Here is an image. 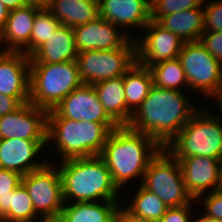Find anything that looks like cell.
<instances>
[{
  "label": "cell",
  "mask_w": 222,
  "mask_h": 222,
  "mask_svg": "<svg viewBox=\"0 0 222 222\" xmlns=\"http://www.w3.org/2000/svg\"><path fill=\"white\" fill-rule=\"evenodd\" d=\"M185 94L153 85L127 126L149 135L165 148L199 109Z\"/></svg>",
  "instance_id": "1"
},
{
  "label": "cell",
  "mask_w": 222,
  "mask_h": 222,
  "mask_svg": "<svg viewBox=\"0 0 222 222\" xmlns=\"http://www.w3.org/2000/svg\"><path fill=\"white\" fill-rule=\"evenodd\" d=\"M161 149L149 135L118 126L108 136L99 156L108 167L113 183L122 191L127 184H135L132 182L135 179L141 178L138 182L142 183L150 161Z\"/></svg>",
  "instance_id": "2"
},
{
  "label": "cell",
  "mask_w": 222,
  "mask_h": 222,
  "mask_svg": "<svg viewBox=\"0 0 222 222\" xmlns=\"http://www.w3.org/2000/svg\"><path fill=\"white\" fill-rule=\"evenodd\" d=\"M56 165L61 175L65 203L119 201L121 191L113 183L100 156L69 159Z\"/></svg>",
  "instance_id": "3"
},
{
  "label": "cell",
  "mask_w": 222,
  "mask_h": 222,
  "mask_svg": "<svg viewBox=\"0 0 222 222\" xmlns=\"http://www.w3.org/2000/svg\"><path fill=\"white\" fill-rule=\"evenodd\" d=\"M117 127L116 123L47 118V146L50 143L51 147L54 141L49 153L57 152L60 161L99 156L108 136Z\"/></svg>",
  "instance_id": "4"
},
{
  "label": "cell",
  "mask_w": 222,
  "mask_h": 222,
  "mask_svg": "<svg viewBox=\"0 0 222 222\" xmlns=\"http://www.w3.org/2000/svg\"><path fill=\"white\" fill-rule=\"evenodd\" d=\"M209 111L201 106L165 147L178 161L190 156L221 159L222 120Z\"/></svg>",
  "instance_id": "5"
},
{
  "label": "cell",
  "mask_w": 222,
  "mask_h": 222,
  "mask_svg": "<svg viewBox=\"0 0 222 222\" xmlns=\"http://www.w3.org/2000/svg\"><path fill=\"white\" fill-rule=\"evenodd\" d=\"M82 83L76 60L30 64L29 102L50 111Z\"/></svg>",
  "instance_id": "6"
},
{
  "label": "cell",
  "mask_w": 222,
  "mask_h": 222,
  "mask_svg": "<svg viewBox=\"0 0 222 222\" xmlns=\"http://www.w3.org/2000/svg\"><path fill=\"white\" fill-rule=\"evenodd\" d=\"M141 185L168 208L181 207L194 200L185 187L179 161L166 148L150 161Z\"/></svg>",
  "instance_id": "7"
},
{
  "label": "cell",
  "mask_w": 222,
  "mask_h": 222,
  "mask_svg": "<svg viewBox=\"0 0 222 222\" xmlns=\"http://www.w3.org/2000/svg\"><path fill=\"white\" fill-rule=\"evenodd\" d=\"M178 58L185 71L189 92L198 93L212 102L222 88V63L213 58L200 41L184 42Z\"/></svg>",
  "instance_id": "8"
},
{
  "label": "cell",
  "mask_w": 222,
  "mask_h": 222,
  "mask_svg": "<svg viewBox=\"0 0 222 222\" xmlns=\"http://www.w3.org/2000/svg\"><path fill=\"white\" fill-rule=\"evenodd\" d=\"M137 61L136 42L130 38L121 48L87 50L76 58L81 81L95 84L123 76Z\"/></svg>",
  "instance_id": "9"
},
{
  "label": "cell",
  "mask_w": 222,
  "mask_h": 222,
  "mask_svg": "<svg viewBox=\"0 0 222 222\" xmlns=\"http://www.w3.org/2000/svg\"><path fill=\"white\" fill-rule=\"evenodd\" d=\"M53 163L48 160L42 168L24 175L21 181L41 218L59 217L65 204L61 175Z\"/></svg>",
  "instance_id": "10"
},
{
  "label": "cell",
  "mask_w": 222,
  "mask_h": 222,
  "mask_svg": "<svg viewBox=\"0 0 222 222\" xmlns=\"http://www.w3.org/2000/svg\"><path fill=\"white\" fill-rule=\"evenodd\" d=\"M142 31L143 34L140 36L135 35L136 56L139 64L149 68L157 63L179 57L184 42L176 34L154 20H150Z\"/></svg>",
  "instance_id": "11"
},
{
  "label": "cell",
  "mask_w": 222,
  "mask_h": 222,
  "mask_svg": "<svg viewBox=\"0 0 222 222\" xmlns=\"http://www.w3.org/2000/svg\"><path fill=\"white\" fill-rule=\"evenodd\" d=\"M47 118H67L74 121L115 123L105 112L94 86L82 83L70 92L56 107L48 111Z\"/></svg>",
  "instance_id": "12"
},
{
  "label": "cell",
  "mask_w": 222,
  "mask_h": 222,
  "mask_svg": "<svg viewBox=\"0 0 222 222\" xmlns=\"http://www.w3.org/2000/svg\"><path fill=\"white\" fill-rule=\"evenodd\" d=\"M48 111L30 102L0 117V140H47Z\"/></svg>",
  "instance_id": "13"
},
{
  "label": "cell",
  "mask_w": 222,
  "mask_h": 222,
  "mask_svg": "<svg viewBox=\"0 0 222 222\" xmlns=\"http://www.w3.org/2000/svg\"><path fill=\"white\" fill-rule=\"evenodd\" d=\"M0 93L21 104L30 99V57L23 52L0 51Z\"/></svg>",
  "instance_id": "14"
},
{
  "label": "cell",
  "mask_w": 222,
  "mask_h": 222,
  "mask_svg": "<svg viewBox=\"0 0 222 222\" xmlns=\"http://www.w3.org/2000/svg\"><path fill=\"white\" fill-rule=\"evenodd\" d=\"M46 145L47 140L2 139L0 168L18 172L22 176L40 169L48 162L47 159L42 161L38 159Z\"/></svg>",
  "instance_id": "15"
},
{
  "label": "cell",
  "mask_w": 222,
  "mask_h": 222,
  "mask_svg": "<svg viewBox=\"0 0 222 222\" xmlns=\"http://www.w3.org/2000/svg\"><path fill=\"white\" fill-rule=\"evenodd\" d=\"M99 17L113 23L130 38L135 39L132 32H135L134 30L139 32L151 20L150 2L148 0H99ZM131 28L134 30L130 32Z\"/></svg>",
  "instance_id": "16"
},
{
  "label": "cell",
  "mask_w": 222,
  "mask_h": 222,
  "mask_svg": "<svg viewBox=\"0 0 222 222\" xmlns=\"http://www.w3.org/2000/svg\"><path fill=\"white\" fill-rule=\"evenodd\" d=\"M179 163L185 187L193 199L196 200L203 194L222 189L220 159L190 156L181 158Z\"/></svg>",
  "instance_id": "17"
},
{
  "label": "cell",
  "mask_w": 222,
  "mask_h": 222,
  "mask_svg": "<svg viewBox=\"0 0 222 222\" xmlns=\"http://www.w3.org/2000/svg\"><path fill=\"white\" fill-rule=\"evenodd\" d=\"M113 23L98 17L73 28L78 52L121 48L130 37Z\"/></svg>",
  "instance_id": "18"
},
{
  "label": "cell",
  "mask_w": 222,
  "mask_h": 222,
  "mask_svg": "<svg viewBox=\"0 0 222 222\" xmlns=\"http://www.w3.org/2000/svg\"><path fill=\"white\" fill-rule=\"evenodd\" d=\"M41 8L25 4L10 10L3 32L0 34V51L23 52L30 57V35L34 18Z\"/></svg>",
  "instance_id": "19"
},
{
  "label": "cell",
  "mask_w": 222,
  "mask_h": 222,
  "mask_svg": "<svg viewBox=\"0 0 222 222\" xmlns=\"http://www.w3.org/2000/svg\"><path fill=\"white\" fill-rule=\"evenodd\" d=\"M78 53L73 28L60 24L48 40L30 56V64L73 61Z\"/></svg>",
  "instance_id": "20"
},
{
  "label": "cell",
  "mask_w": 222,
  "mask_h": 222,
  "mask_svg": "<svg viewBox=\"0 0 222 222\" xmlns=\"http://www.w3.org/2000/svg\"><path fill=\"white\" fill-rule=\"evenodd\" d=\"M119 201L65 203L60 213L62 222H115Z\"/></svg>",
  "instance_id": "21"
},
{
  "label": "cell",
  "mask_w": 222,
  "mask_h": 222,
  "mask_svg": "<svg viewBox=\"0 0 222 222\" xmlns=\"http://www.w3.org/2000/svg\"><path fill=\"white\" fill-rule=\"evenodd\" d=\"M48 9L61 24L74 28L99 17V0H51Z\"/></svg>",
  "instance_id": "22"
},
{
  "label": "cell",
  "mask_w": 222,
  "mask_h": 222,
  "mask_svg": "<svg viewBox=\"0 0 222 222\" xmlns=\"http://www.w3.org/2000/svg\"><path fill=\"white\" fill-rule=\"evenodd\" d=\"M127 106V125L132 115L141 106L153 86V77L148 67L135 64L122 76Z\"/></svg>",
  "instance_id": "23"
},
{
  "label": "cell",
  "mask_w": 222,
  "mask_h": 222,
  "mask_svg": "<svg viewBox=\"0 0 222 222\" xmlns=\"http://www.w3.org/2000/svg\"><path fill=\"white\" fill-rule=\"evenodd\" d=\"M158 23L176 34L183 42L199 41L204 32L203 4L198 8L163 16Z\"/></svg>",
  "instance_id": "24"
},
{
  "label": "cell",
  "mask_w": 222,
  "mask_h": 222,
  "mask_svg": "<svg viewBox=\"0 0 222 222\" xmlns=\"http://www.w3.org/2000/svg\"><path fill=\"white\" fill-rule=\"evenodd\" d=\"M108 116L118 125L127 126V106L122 76L93 84Z\"/></svg>",
  "instance_id": "25"
},
{
  "label": "cell",
  "mask_w": 222,
  "mask_h": 222,
  "mask_svg": "<svg viewBox=\"0 0 222 222\" xmlns=\"http://www.w3.org/2000/svg\"><path fill=\"white\" fill-rule=\"evenodd\" d=\"M138 189L135 188V193L131 198H128L126 206H121L130 216L138 219L159 222L161 217L166 213L168 207L154 193H151L141 184H138Z\"/></svg>",
  "instance_id": "26"
},
{
  "label": "cell",
  "mask_w": 222,
  "mask_h": 222,
  "mask_svg": "<svg viewBox=\"0 0 222 222\" xmlns=\"http://www.w3.org/2000/svg\"><path fill=\"white\" fill-rule=\"evenodd\" d=\"M153 85L161 89H171L177 91L188 90L185 71L179 58L170 59L149 67ZM183 88V89H182Z\"/></svg>",
  "instance_id": "27"
},
{
  "label": "cell",
  "mask_w": 222,
  "mask_h": 222,
  "mask_svg": "<svg viewBox=\"0 0 222 222\" xmlns=\"http://www.w3.org/2000/svg\"><path fill=\"white\" fill-rule=\"evenodd\" d=\"M37 218L41 217L35 212L27 190L20 184L11 191L10 209L0 222H34Z\"/></svg>",
  "instance_id": "28"
},
{
  "label": "cell",
  "mask_w": 222,
  "mask_h": 222,
  "mask_svg": "<svg viewBox=\"0 0 222 222\" xmlns=\"http://www.w3.org/2000/svg\"><path fill=\"white\" fill-rule=\"evenodd\" d=\"M60 24L48 8H41L36 13L30 35V56L48 40Z\"/></svg>",
  "instance_id": "29"
},
{
  "label": "cell",
  "mask_w": 222,
  "mask_h": 222,
  "mask_svg": "<svg viewBox=\"0 0 222 222\" xmlns=\"http://www.w3.org/2000/svg\"><path fill=\"white\" fill-rule=\"evenodd\" d=\"M204 0H151L150 18L159 21L163 16L198 8Z\"/></svg>",
  "instance_id": "30"
},
{
  "label": "cell",
  "mask_w": 222,
  "mask_h": 222,
  "mask_svg": "<svg viewBox=\"0 0 222 222\" xmlns=\"http://www.w3.org/2000/svg\"><path fill=\"white\" fill-rule=\"evenodd\" d=\"M22 175L0 168V219L9 211L11 191L21 184Z\"/></svg>",
  "instance_id": "31"
},
{
  "label": "cell",
  "mask_w": 222,
  "mask_h": 222,
  "mask_svg": "<svg viewBox=\"0 0 222 222\" xmlns=\"http://www.w3.org/2000/svg\"><path fill=\"white\" fill-rule=\"evenodd\" d=\"M203 8H204V32H216V31L221 32L222 0H211V1L204 0Z\"/></svg>",
  "instance_id": "32"
},
{
  "label": "cell",
  "mask_w": 222,
  "mask_h": 222,
  "mask_svg": "<svg viewBox=\"0 0 222 222\" xmlns=\"http://www.w3.org/2000/svg\"><path fill=\"white\" fill-rule=\"evenodd\" d=\"M196 203L201 204L206 216L222 220V189L199 196Z\"/></svg>",
  "instance_id": "33"
},
{
  "label": "cell",
  "mask_w": 222,
  "mask_h": 222,
  "mask_svg": "<svg viewBox=\"0 0 222 222\" xmlns=\"http://www.w3.org/2000/svg\"><path fill=\"white\" fill-rule=\"evenodd\" d=\"M199 41L213 58L222 63V31L203 32Z\"/></svg>",
  "instance_id": "34"
},
{
  "label": "cell",
  "mask_w": 222,
  "mask_h": 222,
  "mask_svg": "<svg viewBox=\"0 0 222 222\" xmlns=\"http://www.w3.org/2000/svg\"><path fill=\"white\" fill-rule=\"evenodd\" d=\"M196 204V200L193 203L181 206L172 207L166 210V213L161 217L159 222H193V208L192 206ZM191 205V206H190ZM190 215H192L190 217Z\"/></svg>",
  "instance_id": "35"
},
{
  "label": "cell",
  "mask_w": 222,
  "mask_h": 222,
  "mask_svg": "<svg viewBox=\"0 0 222 222\" xmlns=\"http://www.w3.org/2000/svg\"><path fill=\"white\" fill-rule=\"evenodd\" d=\"M22 104L15 98L0 93V117L14 112Z\"/></svg>",
  "instance_id": "36"
},
{
  "label": "cell",
  "mask_w": 222,
  "mask_h": 222,
  "mask_svg": "<svg viewBox=\"0 0 222 222\" xmlns=\"http://www.w3.org/2000/svg\"><path fill=\"white\" fill-rule=\"evenodd\" d=\"M115 221L116 222H152V221L138 219L133 216H130L122 207L118 210Z\"/></svg>",
  "instance_id": "37"
},
{
  "label": "cell",
  "mask_w": 222,
  "mask_h": 222,
  "mask_svg": "<svg viewBox=\"0 0 222 222\" xmlns=\"http://www.w3.org/2000/svg\"><path fill=\"white\" fill-rule=\"evenodd\" d=\"M8 15H9V10L0 0V34L4 30Z\"/></svg>",
  "instance_id": "38"
},
{
  "label": "cell",
  "mask_w": 222,
  "mask_h": 222,
  "mask_svg": "<svg viewBox=\"0 0 222 222\" xmlns=\"http://www.w3.org/2000/svg\"><path fill=\"white\" fill-rule=\"evenodd\" d=\"M1 2L10 10L20 8L25 5L24 0H1Z\"/></svg>",
  "instance_id": "39"
},
{
  "label": "cell",
  "mask_w": 222,
  "mask_h": 222,
  "mask_svg": "<svg viewBox=\"0 0 222 222\" xmlns=\"http://www.w3.org/2000/svg\"><path fill=\"white\" fill-rule=\"evenodd\" d=\"M25 4L36 6L39 8H48L51 0H24Z\"/></svg>",
  "instance_id": "40"
},
{
  "label": "cell",
  "mask_w": 222,
  "mask_h": 222,
  "mask_svg": "<svg viewBox=\"0 0 222 222\" xmlns=\"http://www.w3.org/2000/svg\"><path fill=\"white\" fill-rule=\"evenodd\" d=\"M213 100V103L216 101L217 103V108L216 110L218 109L217 114H219L220 118L222 119V88L219 90L218 94L212 99ZM220 112V113H218Z\"/></svg>",
  "instance_id": "41"
},
{
  "label": "cell",
  "mask_w": 222,
  "mask_h": 222,
  "mask_svg": "<svg viewBox=\"0 0 222 222\" xmlns=\"http://www.w3.org/2000/svg\"><path fill=\"white\" fill-rule=\"evenodd\" d=\"M199 216L193 218V222H222V220L214 219L211 217L206 216L204 213L202 215L198 214Z\"/></svg>",
  "instance_id": "42"
},
{
  "label": "cell",
  "mask_w": 222,
  "mask_h": 222,
  "mask_svg": "<svg viewBox=\"0 0 222 222\" xmlns=\"http://www.w3.org/2000/svg\"><path fill=\"white\" fill-rule=\"evenodd\" d=\"M34 222H62L60 217H45L38 218Z\"/></svg>",
  "instance_id": "43"
},
{
  "label": "cell",
  "mask_w": 222,
  "mask_h": 222,
  "mask_svg": "<svg viewBox=\"0 0 222 222\" xmlns=\"http://www.w3.org/2000/svg\"><path fill=\"white\" fill-rule=\"evenodd\" d=\"M220 180H221V184H222V157L220 159Z\"/></svg>",
  "instance_id": "44"
}]
</instances>
